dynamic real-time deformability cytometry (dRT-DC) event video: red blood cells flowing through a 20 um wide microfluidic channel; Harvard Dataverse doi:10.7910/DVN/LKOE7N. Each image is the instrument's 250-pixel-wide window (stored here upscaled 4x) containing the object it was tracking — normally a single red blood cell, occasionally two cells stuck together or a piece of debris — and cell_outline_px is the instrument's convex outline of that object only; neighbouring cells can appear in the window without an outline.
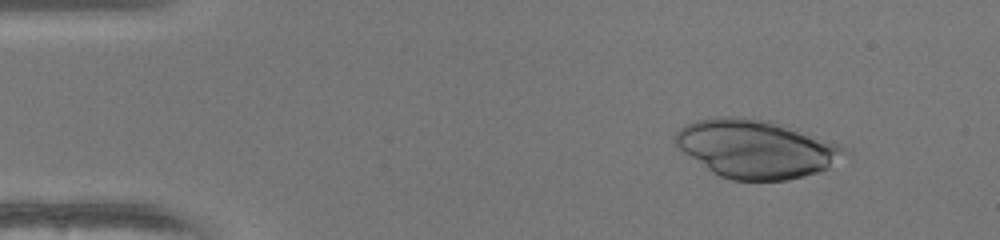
{"species": "human", "species_latin": "Homo sapiens", "temperature_condition": "warm", "stored_images_in_passage": 49, "camera_frame_rate_fps": 3000, "um_per_image_px": 0.085, "donor": {"sex": "female"}, "frame": {"image": 1, "passage_image": 6, "time_ms": 1.667, "image_size_px": [1000, 240], "cell_outline_px": [[852, 152], [828, 168], [804, 176], [788, 180], [732, 180], [720, 176], [712, 172], [684, 152], [676, 144], [676, 132], [680, 128], [696, 120], [716, 116], [744, 116], [768, 120], [780, 124], [836, 144]], "centroid_in_image_um": [64.25, 12.65], "position_along_channel_um": 20.7, "area_um2": 56.82}}
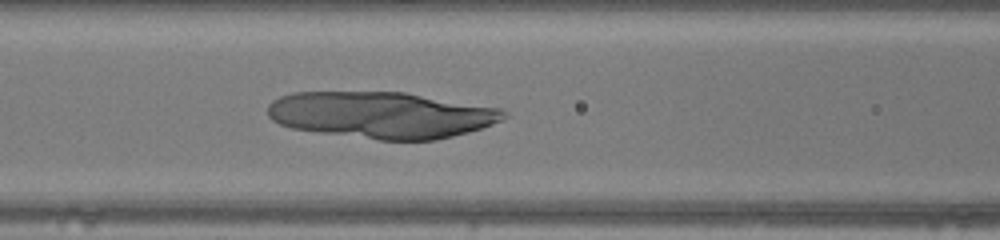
{"frame": {"image": 2, "passage_image": 21, "time_ms": 6.667, "image_size_px": [1000, 240], "cell_outline_px": [[508, 116], [492, 124], [468, 132], [436, 140], [380, 140], [320, 132], [292, 128], [280, 124], [272, 120], [268, 116], [268, 104], [272, 100], [280, 96], [292, 92], [404, 92], [500, 108], [508, 112]], "centroid_in_image_um": [32.41, 9.76], "position_along_channel_um": 134.2, "area_um2": 63.87}}
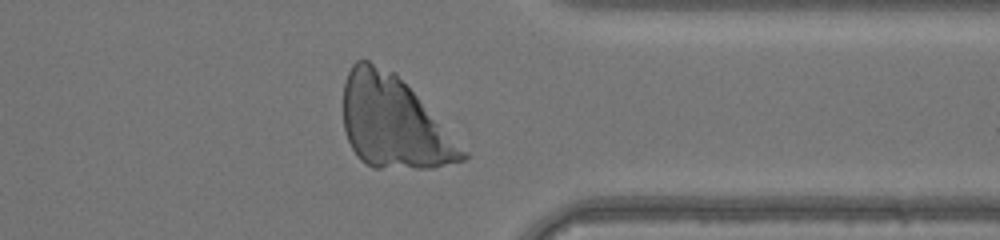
{"frame": {"image": 3, "passage_image": 39, "time_ms": 12.667, "image_size_px": [1000, 240], "cell_outline_px": [[468, 160], [432, 168], [372, 168], [364, 164], [356, 156], [348, 140], [344, 128], [344, 80], [352, 64], [356, 60], [368, 60], [396, 72], [468, 152]], "centroid_in_image_um": [33.46, 10.42], "position_along_channel_um": 377.9, "area_um2": 63.98}}